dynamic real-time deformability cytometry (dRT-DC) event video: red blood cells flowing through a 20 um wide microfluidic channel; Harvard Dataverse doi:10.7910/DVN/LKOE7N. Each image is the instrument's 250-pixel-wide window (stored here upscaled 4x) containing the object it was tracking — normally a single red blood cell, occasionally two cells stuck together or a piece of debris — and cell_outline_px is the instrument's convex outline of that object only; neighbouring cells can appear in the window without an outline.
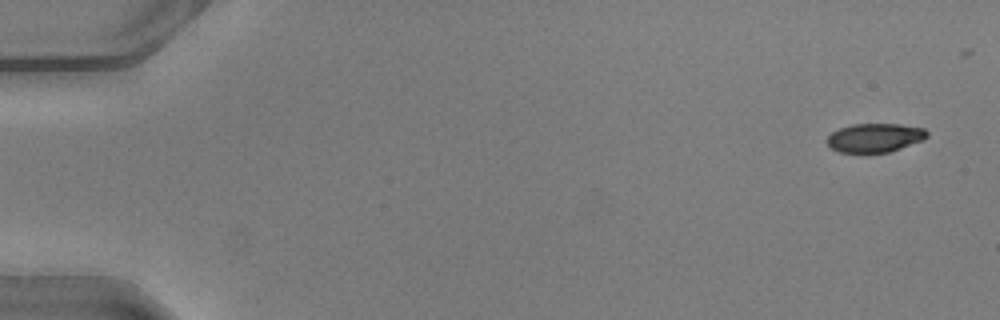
{"species": "common noctule bat (a hibernating species)", "species_latin": "Nyctalus noctula", "temperature_condition": "warm", "stored_images_in_passage": 42, "camera_frame_rate_fps": 3000, "um_per_image_px": 0.085, "animal": {"sex": "male", "body_mass_g": 20.5, "forearm_length_mm": 52.5}, "frame": {"image": 1, "passage_image": 1, "time_ms": 0.0, "image_size_px": [1000, 320], "cell_outline_px": [[928, 136], [920, 140], [900, 148], [888, 152], [840, 152], [832, 148], [824, 140], [832, 132], [840, 128], [852, 124], [900, 124], [924, 128], [928, 132]], "centroid_in_image_um": [74.33, 11.69], "position_along_channel_um": 10.7, "area_um2": 16.59}}
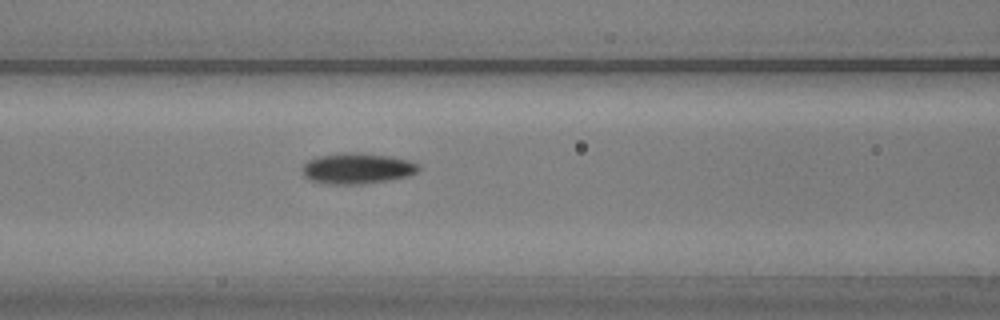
{"frame": {"image": 2, "passage_image": 21, "time_ms": 6.667, "image_size_px": [1000, 320], "cell_outline_px": [[420, 168], [416, 172], [408, 176], [388, 180], [360, 184], [332, 184], [308, 180], [304, 176], [304, 164], [308, 160], [316, 156], [344, 152], [356, 152], [388, 156], [408, 160], [416, 164]], "centroid_in_image_um": [30.33, 14.31], "position_along_channel_um": 136.3, "area_um2": 20.69}}
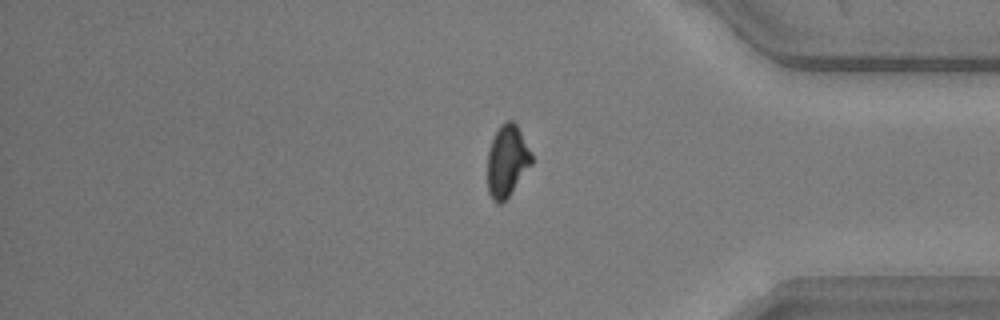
{"frame": {"image": 3, "passage_image": 41, "time_ms": 13.333, "image_size_px": [1000, 320], "cell_outline_px": [[532, 164], [508, 196], [500, 204], [496, 204], [492, 200], [488, 192], [488, 152], [492, 140], [500, 124], [504, 120], [512, 120], [516, 124], [532, 152]], "centroid_in_image_um": [43.1, 13.67], "position_along_channel_um": 392.1, "area_um2": 18.38}}